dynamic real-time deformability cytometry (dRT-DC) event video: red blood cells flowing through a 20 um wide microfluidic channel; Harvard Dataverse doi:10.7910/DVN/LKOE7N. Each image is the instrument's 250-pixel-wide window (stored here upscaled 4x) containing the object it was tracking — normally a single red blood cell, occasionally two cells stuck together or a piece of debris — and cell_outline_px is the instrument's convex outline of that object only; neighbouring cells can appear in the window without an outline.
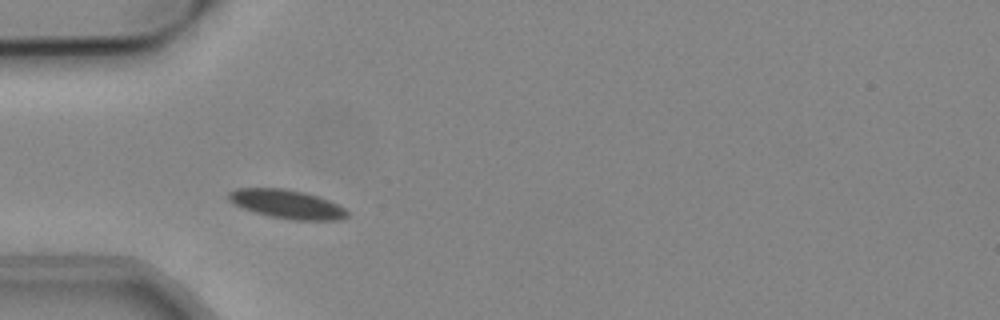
{"species": "common noctule bat (a hibernating species)", "species_latin": "Nyctalus noctula", "temperature_condition": "cold", "stored_images_in_passage": 39, "camera_frame_rate_fps": 3000, "um_per_image_px": 0.085, "animal": {"sex": "male", "body_mass_g": 19.2, "forearm_length_mm": 51.8}, "frame": {"image": 1, "passage_image": 1, "time_ms": 0.0, "image_size_px": [1000, 320], "cell_outline_px": [[348, 216], [340, 220], [292, 220], [272, 216], [256, 212], [244, 208], [228, 200], [228, 192], [236, 188], [284, 188], [304, 192], [328, 200], [344, 208], [348, 212]], "centroid_in_image_um": [24.39, 17.34], "position_along_channel_um": 60.6, "area_um2": 19.65}}
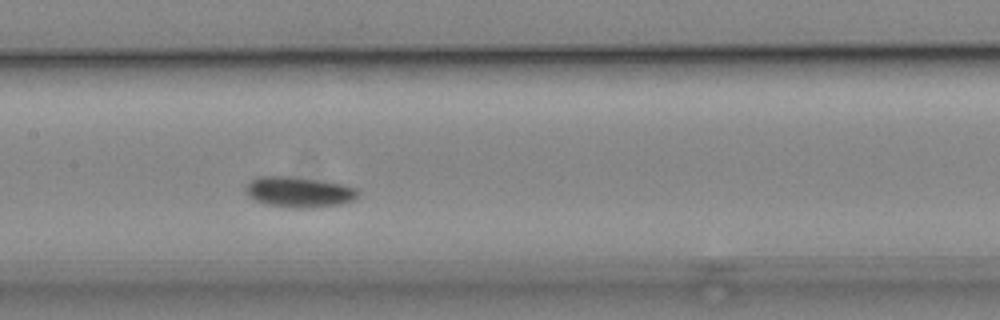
{"frame": {"image": 2, "passage_image": 11, "time_ms": 3.333, "image_size_px": [1000, 320], "cell_outline_px": [[360, 192], [352, 200], [340, 204], [312, 208], [292, 208], [264, 204], [248, 196], [248, 184], [252, 180], [260, 176], [288, 176], [340, 184], [356, 188]], "centroid_in_image_um": [25.42, 16.34], "position_along_channel_um": 182.0, "area_um2": 19.59}}
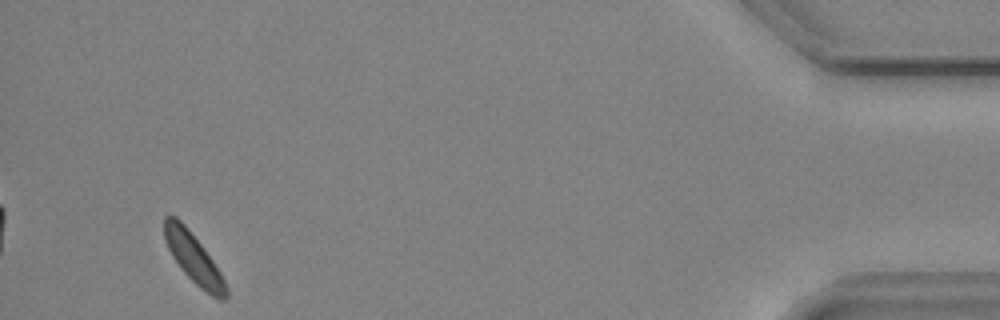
{"frame": {"image": 3, "passage_image": 36, "time_ms": 11.667, "image_size_px": [1000, 320], "cell_outline_px": [[228, 300], [220, 300], [212, 296], [200, 288], [180, 268], [172, 256], [164, 240], [164, 216], [176, 216], [184, 224], [200, 244], [212, 260], [220, 272], [228, 288]], "centroid_in_image_um": [16.46, 21.98], "position_along_channel_um": 418.7, "area_um2": 17.63}, "authors_computed_cell_mechanics": {"area_um2": 18.5538, "velocity_mm_per_s": 3.7516, "shape_relaxation_time_tau1_ms": 1.3113, "shape_relaxation_time_tau2_ms": null, "deformation_change_tau1": 0.0709, "deformation_change_tau2": null}}